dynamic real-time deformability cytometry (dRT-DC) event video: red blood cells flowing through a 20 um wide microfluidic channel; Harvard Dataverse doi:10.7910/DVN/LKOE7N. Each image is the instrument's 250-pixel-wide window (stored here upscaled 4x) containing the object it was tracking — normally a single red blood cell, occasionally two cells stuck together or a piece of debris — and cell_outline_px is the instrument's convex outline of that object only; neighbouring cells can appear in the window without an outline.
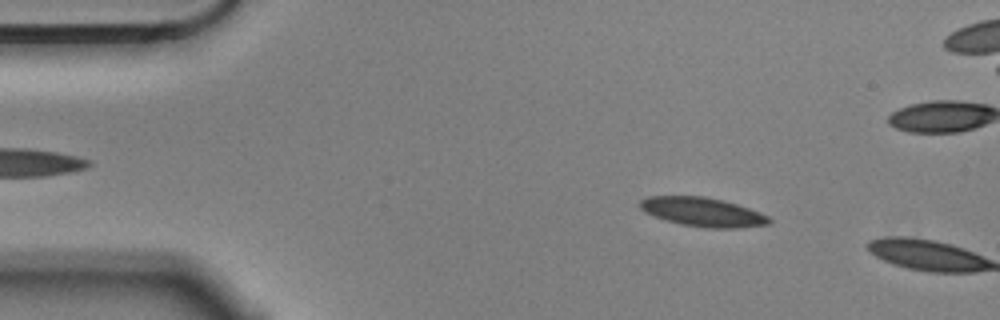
{"species": "Egyptian fruit bat (a non-hibernating species)", "species_latin": "Rousettus aegyptiacus", "temperature_condition": "cold", "stored_images_in_passage": 8, "camera_frame_rate_fps": 3000, "um_per_image_px": 0.085, "animal": {"sex": "male"}, "frame": {"image": 1, "passage_image": 7, "time_ms": 2.0, "image_size_px": [1000, 320], "cell_outline_px": [[772, 220], [768, 224], [736, 228], [704, 228], [680, 224], [664, 220], [644, 212], [640, 208], [640, 200], [648, 196], [704, 196], [724, 200], [748, 208], [768, 216]], "centroid_in_image_um": [59.69, 18.02], "position_along_channel_um": 25.3, "area_um2": 21.85}}